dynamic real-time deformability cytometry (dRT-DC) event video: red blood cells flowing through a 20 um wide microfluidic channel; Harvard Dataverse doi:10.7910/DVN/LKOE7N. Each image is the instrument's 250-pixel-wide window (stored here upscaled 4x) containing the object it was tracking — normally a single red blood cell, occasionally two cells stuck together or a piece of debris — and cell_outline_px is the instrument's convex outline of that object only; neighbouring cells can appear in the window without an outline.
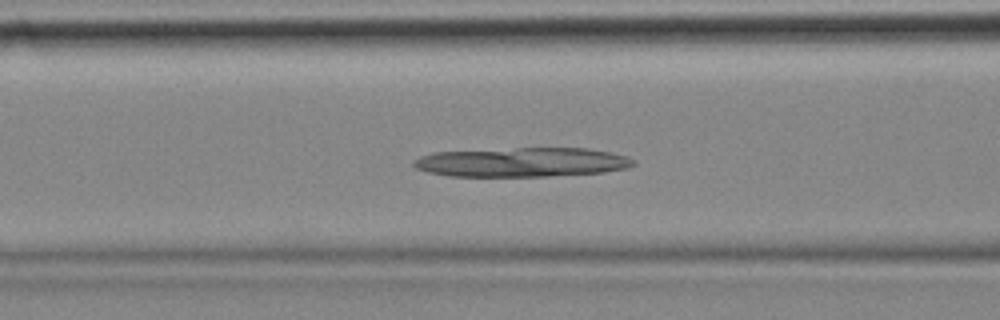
{"species": "common noctule bat (a hibernating species)", "species_latin": "Nyctalus noctula", "temperature_condition": "cold", "stored_images_in_passage": 49, "camera_frame_rate_fps": 3000, "um_per_image_px": 0.085, "animal": {"sex": "female", "body_mass_g": 18.4}, "frame": {"image": 1, "passage_image": 21, "time_ms": 6.667, "image_size_px": [1000, 320], "cell_outline_px": [[636, 164], [628, 168], [604, 172], [544, 176], [448, 176], [428, 172], [416, 168], [412, 164], [412, 160], [420, 156], [432, 152], [516, 148], [588, 148], [612, 152], [628, 156], [636, 160]], "centroid_in_image_um": [44.39, 13.78], "position_along_channel_um": 122.2, "area_um2": 37.8}}
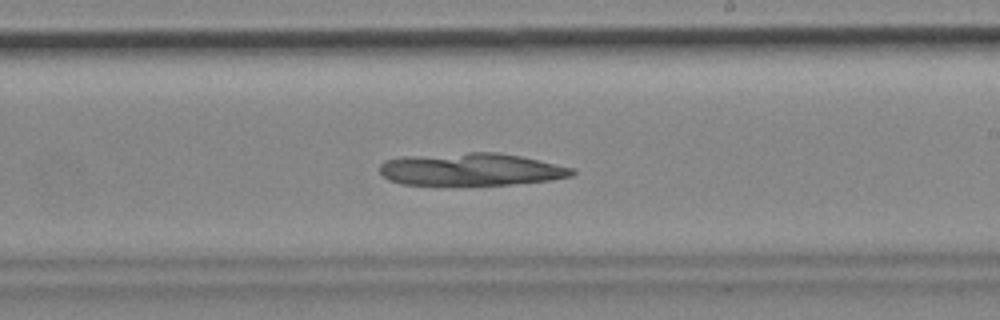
{"frame": {"image": 2, "passage_image": 32, "time_ms": 10.333, "image_size_px": [1000, 320], "cell_outline_px": [[576, 172], [572, 176], [552, 180], [508, 184], [404, 184], [388, 180], [380, 172], [380, 164], [384, 160], [404, 156], [468, 152], [496, 152], [520, 156], [576, 168]], "centroid_in_image_um": [40.06, 14.38], "position_along_channel_um": 248.9, "area_um2": 36.36}}
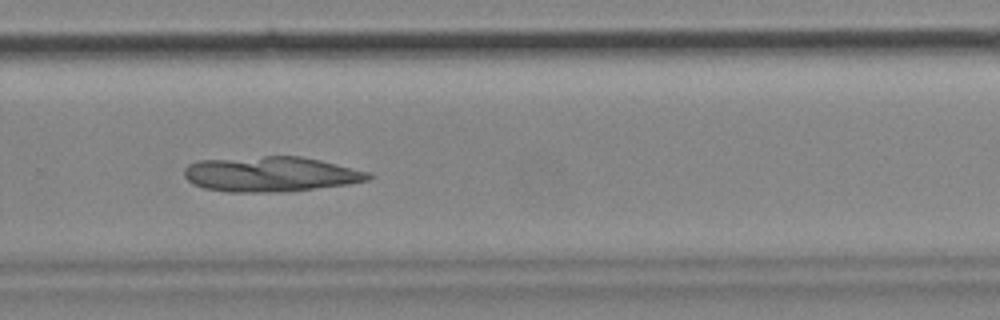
{"frame": {"image": 3, "passage_image": 37, "time_ms": 12.0, "image_size_px": [1000, 320], "cell_outline_px": [[372, 176], [368, 180], [348, 184], [284, 192], [228, 192], [204, 188], [192, 184], [184, 176], [184, 168], [188, 164], [196, 160], [264, 156], [300, 156], [320, 160], [372, 172]], "centroid_in_image_um": [22.99, 14.8], "position_along_channel_um": 306.8, "area_um2": 37.97}}